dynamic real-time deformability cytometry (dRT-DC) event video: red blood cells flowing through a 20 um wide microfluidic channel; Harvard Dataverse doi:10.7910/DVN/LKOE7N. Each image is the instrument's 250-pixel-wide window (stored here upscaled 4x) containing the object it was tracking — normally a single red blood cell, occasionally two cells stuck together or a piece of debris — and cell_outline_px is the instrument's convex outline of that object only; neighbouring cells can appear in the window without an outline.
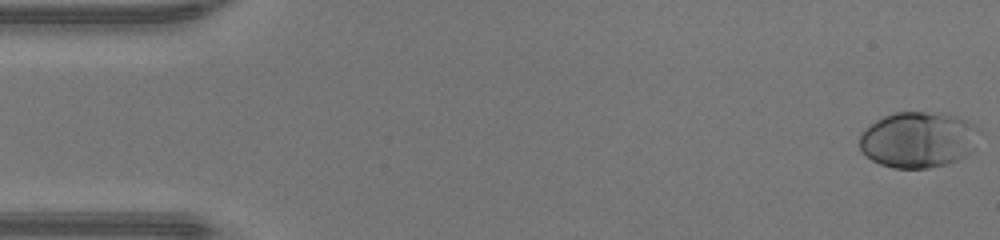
{"species": "human", "species_latin": "Homo sapiens", "temperature_condition": "warm", "stored_images_in_passage": 47, "camera_frame_rate_fps": 3000, "um_per_image_px": 0.085, "donor": {"sex": "male"}, "frame": {"image": 1, "passage_image": 1, "time_ms": 0.0, "image_size_px": [1000, 240], "cell_outline_px": [[980, 132], [972, 148], [964, 156], [948, 164], [928, 168], [892, 168], [880, 164], [872, 160], [860, 148], [860, 136], [864, 128], [876, 120], [884, 116], [896, 112], [944, 112], [956, 116], [980, 128]], "centroid_in_image_um": [78.04, 11.86], "position_along_channel_um": 7.0, "area_um2": 39.02}}
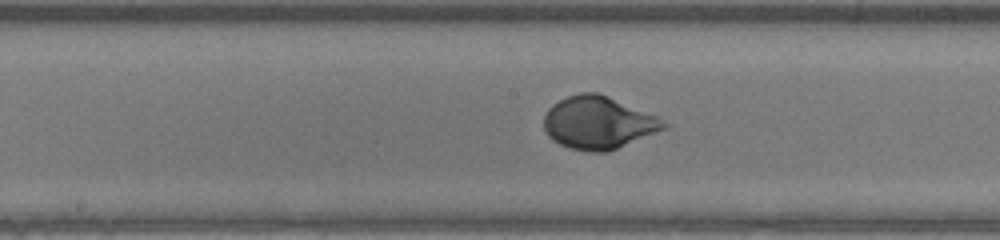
{"frame": {"image": 2, "passage_image": 24, "time_ms": 7.667, "image_size_px": [1000, 240], "cell_outline_px": [[672, 124], [664, 128], [608, 152], [592, 152], [568, 148], [552, 140], [548, 136], [544, 128], [544, 116], [548, 108], [552, 104], [568, 96], [580, 92], [600, 92], [656, 116]], "centroid_in_image_um": [50.83, 10.42], "position_along_channel_um": 197.4, "area_um2": 36.7}}
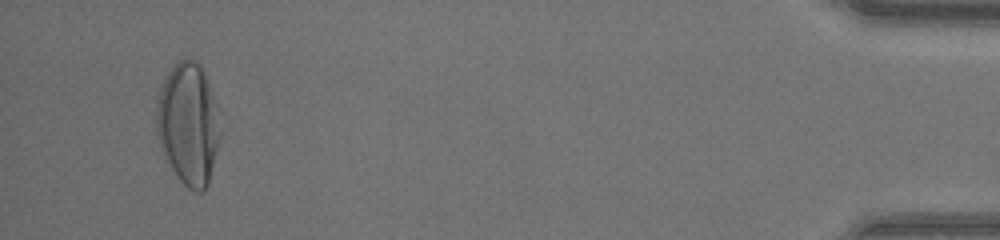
{"frame": {"image": 3, "passage_image": 45, "time_ms": 14.667, "image_size_px": [1000, 240], "cell_outline_px": [[220, 140], [208, 184], [204, 192], [196, 192], [188, 188], [176, 176], [160, 144], [156, 132], [156, 108], [160, 92], [164, 80], [168, 72], [176, 60], [192, 56], [200, 64], [216, 104], [220, 132]], "centroid_in_image_um": [16.01, 10.51], "position_along_channel_um": 419.2, "area_um2": 45.14}, "authors_computed_cell_mechanics": {"area_um2": 36.8764, "velocity_mm_per_s": 4.3783, "shape_relaxation_time_tau1_ms": 2.4902, "shape_relaxation_time_tau2_ms": null, "deformation_change_tau1": 0.1959, "deformation_change_tau2": null}}